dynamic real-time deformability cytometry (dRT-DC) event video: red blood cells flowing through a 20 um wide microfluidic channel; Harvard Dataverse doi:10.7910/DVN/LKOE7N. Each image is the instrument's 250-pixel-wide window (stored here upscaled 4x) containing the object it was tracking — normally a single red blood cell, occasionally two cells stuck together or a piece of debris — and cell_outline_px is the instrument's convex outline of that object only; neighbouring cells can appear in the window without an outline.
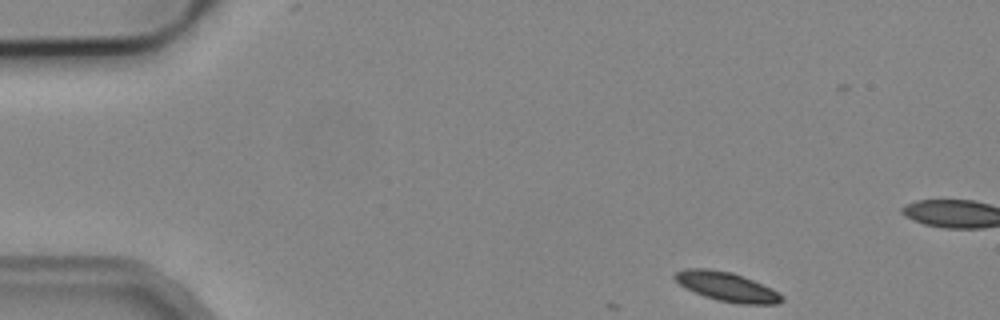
{"species": "common noctule bat (a hibernating species)", "species_latin": "Nyctalus noctula", "temperature_condition": "cold", "stored_images_in_passage": 3, "camera_frame_rate_fps": 3000, "um_per_image_px": 0.085, "animal": {"sex": "male", "body_mass_g": 19.2, "forearm_length_mm": 51.8}, "frame": {"image": 1, "passage_image": 1, "time_ms": 0.0, "image_size_px": [1000, 320], "cell_outline_px": [[784, 300], [776, 304], [740, 304], [716, 300], [704, 296], [684, 288], [672, 276], [676, 272], [688, 268], [708, 268], [732, 272], [772, 288], [784, 296]], "centroid_in_image_um": [61.78, 24.37], "position_along_channel_um": 23.2, "area_um2": 18.26}}